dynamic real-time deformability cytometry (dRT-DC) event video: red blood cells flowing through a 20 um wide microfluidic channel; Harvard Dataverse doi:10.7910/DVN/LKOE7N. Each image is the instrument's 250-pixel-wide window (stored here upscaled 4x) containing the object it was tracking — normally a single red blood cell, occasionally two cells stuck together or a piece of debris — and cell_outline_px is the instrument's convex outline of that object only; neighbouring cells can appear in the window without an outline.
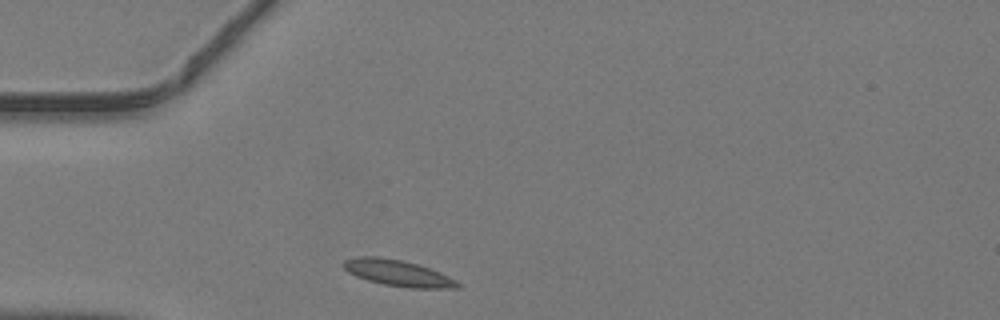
{"species": "common noctule bat (a hibernating species)", "species_latin": "Nyctalus noctula", "temperature_condition": "warm", "stored_images_in_passage": 34, "camera_frame_rate_fps": 3000, "um_per_image_px": 0.085, "animal": {"sex": "male", "body_mass_g": 19.2, "forearm_length_mm": 51.8}, "frame": {"image": 1, "passage_image": 1, "time_ms": 0.0, "image_size_px": [1000, 320], "cell_outline_px": [[460, 288], [412, 288], [384, 284], [368, 280], [356, 276], [348, 272], [340, 264], [344, 260], [360, 256], [376, 256], [400, 260], [416, 264], [428, 268], [448, 276], [456, 280], [460, 284]], "centroid_in_image_um": [33.79, 23.21], "position_along_channel_um": 51.2, "area_um2": 17.17}}
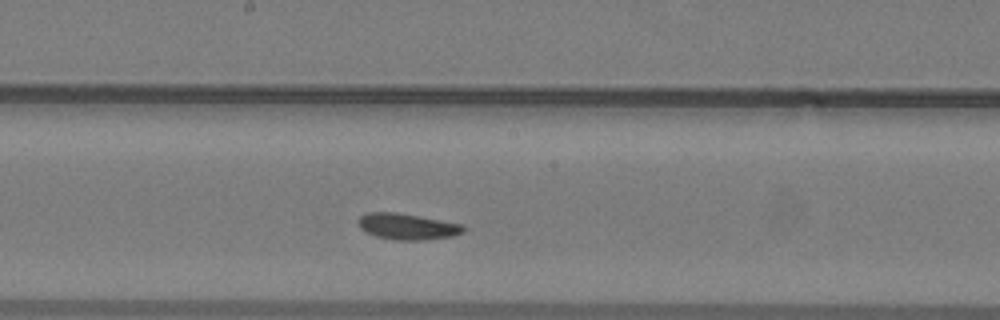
{"frame": {"image": 2, "passage_image": 13, "time_ms": 4.0, "image_size_px": [1000, 320], "cell_outline_px": [[464, 232], [452, 236], [420, 240], [396, 240], [376, 236], [364, 232], [360, 228], [356, 220], [360, 216], [368, 212], [396, 212], [420, 216], [464, 224]], "centroid_in_image_um": [34.59, 19.24], "position_along_channel_um": 213.6, "area_um2": 16.13}}
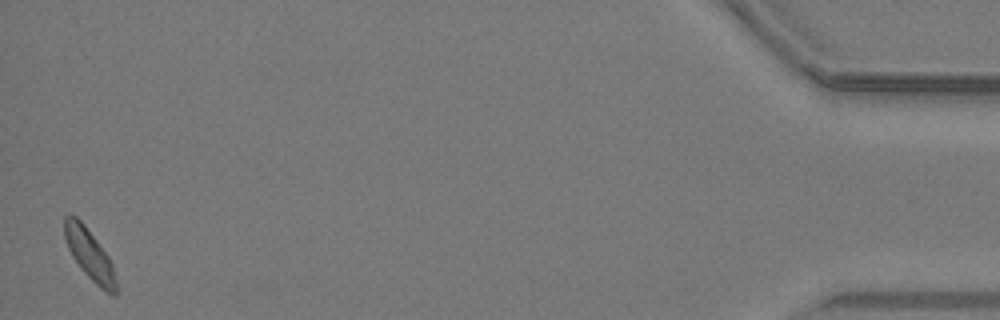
{"frame": {"image": 3, "passage_image": 34, "time_ms": 11.0, "image_size_px": [1000, 320], "cell_outline_px": [[116, 296], [112, 296], [100, 288], [80, 268], [72, 256], [68, 248], [64, 236], [64, 216], [76, 216], [84, 224], [108, 256], [112, 264], [116, 280]], "centroid_in_image_um": [7.61, 21.65], "position_along_channel_um": 427.6, "area_um2": 15.03}}